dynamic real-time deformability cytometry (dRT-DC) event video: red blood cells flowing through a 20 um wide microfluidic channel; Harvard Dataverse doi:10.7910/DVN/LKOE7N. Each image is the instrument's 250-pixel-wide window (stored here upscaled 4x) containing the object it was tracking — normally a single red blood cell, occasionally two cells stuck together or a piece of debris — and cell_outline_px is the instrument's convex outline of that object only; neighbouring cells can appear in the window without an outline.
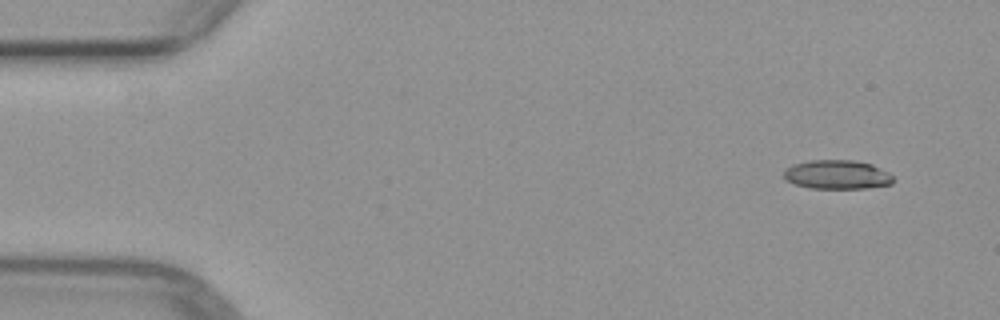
{"species": "common noctule bat (a hibernating species)", "species_latin": "Nyctalus noctula", "temperature_condition": "warm", "stored_images_in_passage": 4, "camera_frame_rate_fps": 3000, "um_per_image_px": 0.085, "animal": {"sex": "female", "body_mass_g": 29.2, "forearm_length_mm": 56.3}, "frame": {"image": 1, "passage_image": 1, "time_ms": 0.0, "image_size_px": [1000, 320], "cell_outline_px": [[892, 184], [868, 188], [808, 188], [784, 180], [784, 168], [792, 164], [808, 160], [852, 160], [872, 164], [888, 172], [892, 176]], "centroid_in_image_um": [71.11, 14.84], "position_along_channel_um": 13.9, "area_um2": 18.61}}
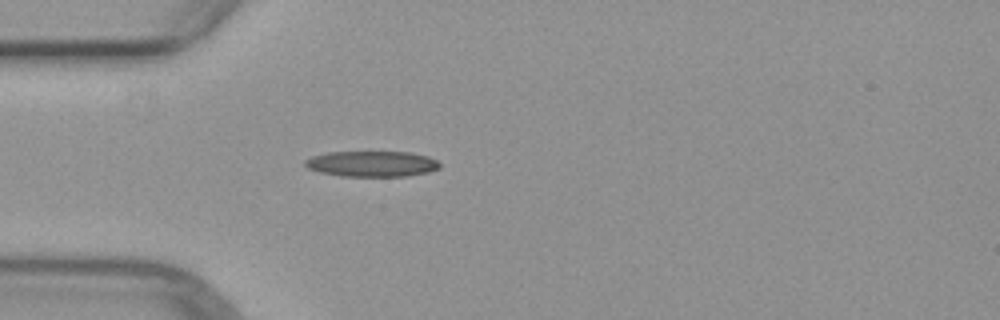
{"frame": {"image": 2, "passage_image": 4, "time_ms": 3.667, "image_size_px": [1000, 320], "cell_outline_px": [[440, 168], [428, 172], [408, 176], [340, 176], [320, 172], [308, 168], [304, 164], [304, 160], [312, 156], [328, 152], [412, 152], [428, 156], [436, 160], [440, 164]], "centroid_in_image_um": [31.62, 13.92], "position_along_channel_um": 53.4, "area_um2": 20.23}}